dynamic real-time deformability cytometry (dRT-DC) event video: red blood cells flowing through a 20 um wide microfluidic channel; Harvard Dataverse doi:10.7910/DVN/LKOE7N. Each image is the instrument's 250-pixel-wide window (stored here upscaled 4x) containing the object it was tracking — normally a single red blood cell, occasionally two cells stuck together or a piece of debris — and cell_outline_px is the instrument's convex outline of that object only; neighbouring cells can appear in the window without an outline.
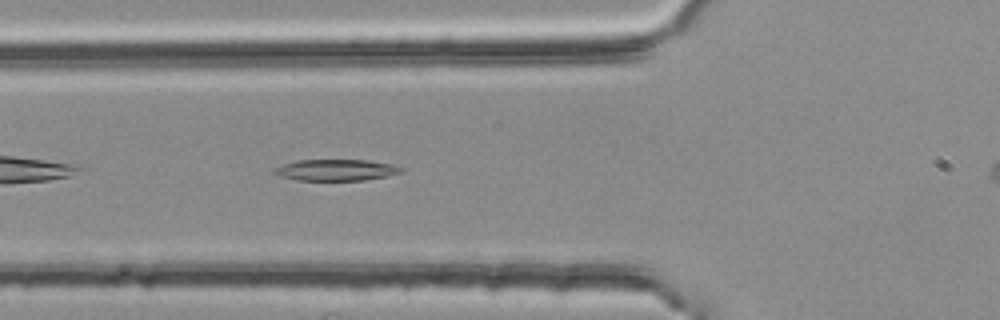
{"species": "common noctule bat (a hibernating species)", "species_latin": "Nyctalus noctula", "temperature_condition": "room temperature", "stored_images_in_passage": 36, "camera_frame_rate_fps": 3000, "um_per_image_px": 0.085, "animal": {"sex": "female", "body_mass_g": 25.1}, "frame": {"image": 1, "passage_image": 8, "time_ms": 2.333, "image_size_px": [1000, 320], "cell_outline_px": [[404, 168], [400, 172], [388, 176], [364, 180], [296, 180], [280, 176], [272, 172], [272, 168], [284, 164], [300, 160], [368, 160], [392, 164]], "centroid_in_image_um": [28.55, 14.45], "position_along_channel_um": 97.3, "area_um2": 15.72}}
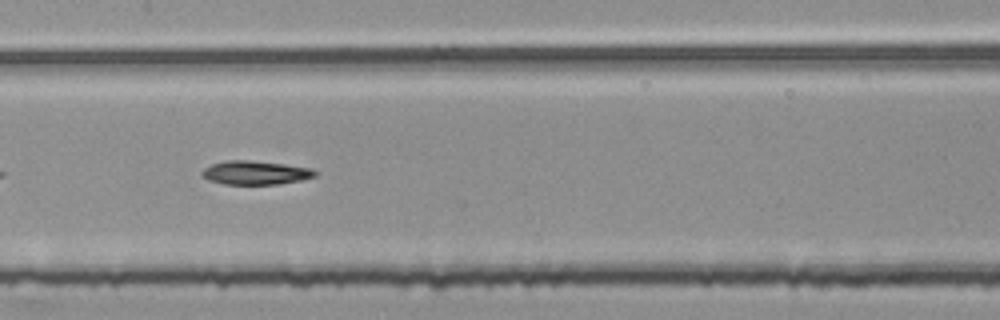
{"frame": {"image": 2, "passage_image": 15, "time_ms": 4.667, "image_size_px": [1000, 320], "cell_outline_px": [[316, 176], [300, 180], [280, 184], [224, 184], [208, 180], [200, 176], [200, 172], [204, 168], [212, 164], [228, 160], [248, 160], [284, 164], [308, 168], [316, 172]], "centroid_in_image_um": [21.64, 14.68], "position_along_channel_um": 185.8, "area_um2": 15.55}}
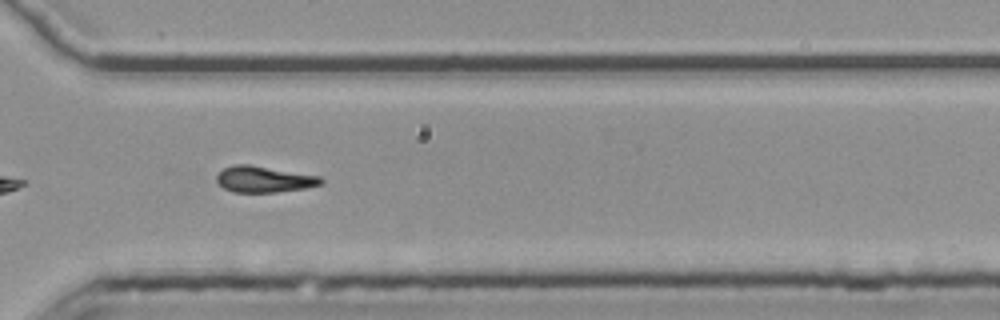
{"frame": {"image": 3, "passage_image": 28, "time_ms": 9.0, "image_size_px": [1000, 320], "cell_outline_px": [[324, 184], [304, 188], [276, 192], [232, 192], [224, 188], [216, 180], [216, 176], [224, 168], [236, 164], [248, 164], [320, 176], [324, 180]], "centroid_in_image_um": [22.46, 15.24], "position_along_channel_um": 348.1, "area_um2": 15.84}, "authors_computed_cell_mechanics": {"area_um2": 15.8372, "velocity_mm_per_s": 3.7569, "shape_relaxation_time_tau1_ms": 3.3565, "shape_relaxation_time_tau2_ms": null, "deformation_change_tau1": 0.1222, "deformation_change_tau2": null}}